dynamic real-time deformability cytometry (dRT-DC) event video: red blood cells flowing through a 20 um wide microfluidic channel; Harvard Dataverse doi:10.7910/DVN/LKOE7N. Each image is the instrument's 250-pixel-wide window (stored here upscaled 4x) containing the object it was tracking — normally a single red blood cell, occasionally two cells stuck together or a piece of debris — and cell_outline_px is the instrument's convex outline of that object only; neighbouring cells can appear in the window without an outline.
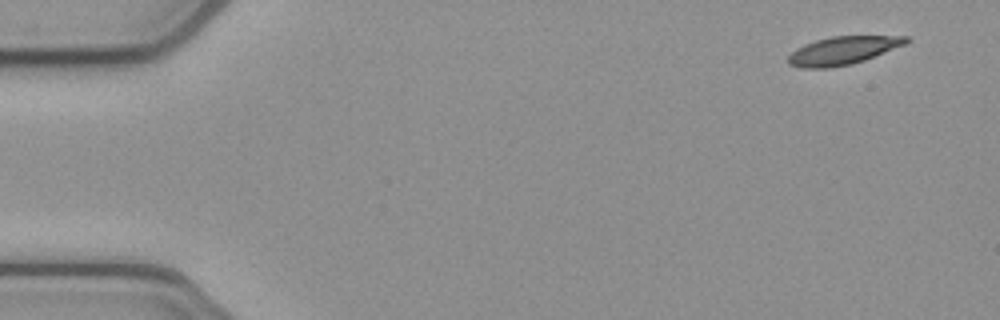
{"species": "common noctule bat (a hibernating species)", "species_latin": "Nyctalus noctula", "temperature_condition": "cold", "stored_images_in_passage": 51, "camera_frame_rate_fps": 3000, "um_per_image_px": 0.085, "animal": {"sex": "female", "body_mass_g": 21.9}, "frame": {"image": 1, "passage_image": 1, "time_ms": 0.0, "image_size_px": [1000, 320], "cell_outline_px": [[912, 40], [904, 44], [864, 60], [852, 64], [832, 68], [800, 68], [788, 64], [788, 56], [796, 48], [804, 44], [816, 40], [832, 36], [908, 36]], "centroid_in_image_um": [71.61, 4.3], "position_along_channel_um": 13.4, "area_um2": 19.25}}
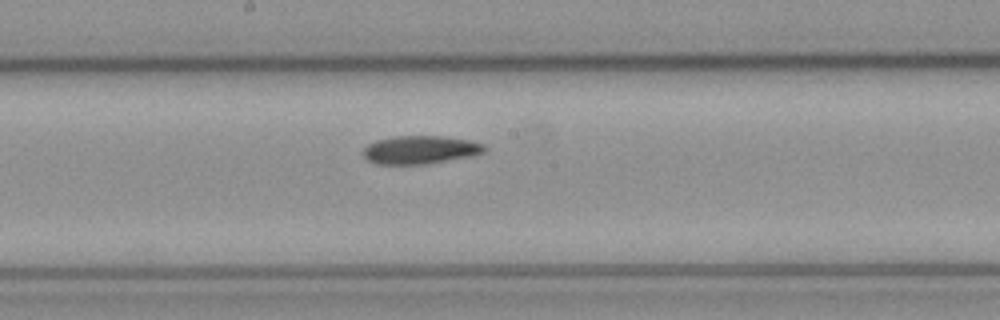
{"frame": {"image": 2, "passage_image": 26, "time_ms": 8.333, "image_size_px": [1000, 320], "cell_outline_px": [[484, 152], [472, 156], [424, 164], [376, 164], [368, 160], [360, 152], [368, 144], [376, 140], [396, 136], [444, 136], [468, 140], [484, 144]], "centroid_in_image_um": [35.68, 12.73], "position_along_channel_um": 212.5, "area_um2": 19.88}}
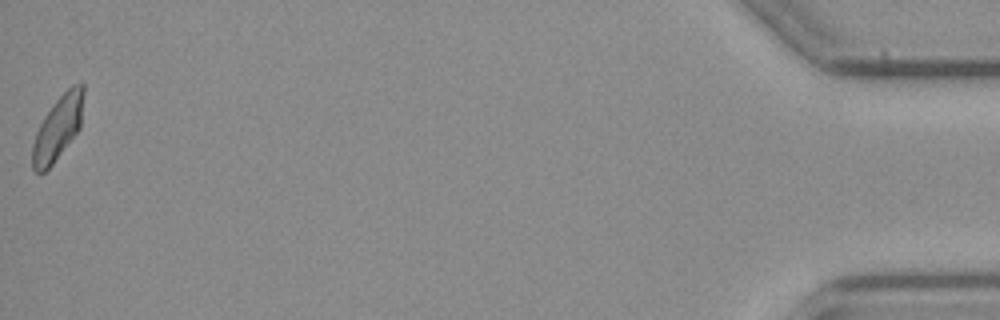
{"frame": {"image": 3, "passage_image": 51, "time_ms": 16.667, "image_size_px": [1000, 320], "cell_outline_px": [[84, 92], [80, 128], [52, 164], [44, 172], [36, 172], [32, 168], [32, 144], [36, 132], [44, 116], [56, 100], [72, 84], [84, 84]], "centroid_in_image_um": [4.91, 10.87], "position_along_channel_um": 430.3, "area_um2": 18.84}, "authors_computed_cell_mechanics": {"area_um2": 19.941, "velocity_mm_per_s": 3.8385, "shape_relaxation_time_tau1_ms": 4.4102, "shape_relaxation_time_tau2_ms": null, "deformation_change_tau1": 0.1307, "deformation_change_tau2": null}}